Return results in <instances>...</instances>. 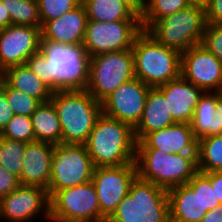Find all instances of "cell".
Wrapping results in <instances>:
<instances>
[{
    "label": "cell",
    "instance_id": "cell-45",
    "mask_svg": "<svg viewBox=\"0 0 222 222\" xmlns=\"http://www.w3.org/2000/svg\"><path fill=\"white\" fill-rule=\"evenodd\" d=\"M2 81H3V71H0V89H1Z\"/></svg>",
    "mask_w": 222,
    "mask_h": 222
},
{
    "label": "cell",
    "instance_id": "cell-11",
    "mask_svg": "<svg viewBox=\"0 0 222 222\" xmlns=\"http://www.w3.org/2000/svg\"><path fill=\"white\" fill-rule=\"evenodd\" d=\"M142 31L141 21L88 20L83 45L91 57L106 52L129 50Z\"/></svg>",
    "mask_w": 222,
    "mask_h": 222
},
{
    "label": "cell",
    "instance_id": "cell-19",
    "mask_svg": "<svg viewBox=\"0 0 222 222\" xmlns=\"http://www.w3.org/2000/svg\"><path fill=\"white\" fill-rule=\"evenodd\" d=\"M157 88L163 93L173 120L191 124L196 105L205 91L182 76Z\"/></svg>",
    "mask_w": 222,
    "mask_h": 222
},
{
    "label": "cell",
    "instance_id": "cell-30",
    "mask_svg": "<svg viewBox=\"0 0 222 222\" xmlns=\"http://www.w3.org/2000/svg\"><path fill=\"white\" fill-rule=\"evenodd\" d=\"M27 143L0 136V166L20 178Z\"/></svg>",
    "mask_w": 222,
    "mask_h": 222
},
{
    "label": "cell",
    "instance_id": "cell-7",
    "mask_svg": "<svg viewBox=\"0 0 222 222\" xmlns=\"http://www.w3.org/2000/svg\"><path fill=\"white\" fill-rule=\"evenodd\" d=\"M206 24L205 9L188 5L154 22L146 32L158 43L183 53L201 44Z\"/></svg>",
    "mask_w": 222,
    "mask_h": 222
},
{
    "label": "cell",
    "instance_id": "cell-18",
    "mask_svg": "<svg viewBox=\"0 0 222 222\" xmlns=\"http://www.w3.org/2000/svg\"><path fill=\"white\" fill-rule=\"evenodd\" d=\"M198 141L191 124L178 123L147 134L137 142L136 149H158L165 153H197Z\"/></svg>",
    "mask_w": 222,
    "mask_h": 222
},
{
    "label": "cell",
    "instance_id": "cell-26",
    "mask_svg": "<svg viewBox=\"0 0 222 222\" xmlns=\"http://www.w3.org/2000/svg\"><path fill=\"white\" fill-rule=\"evenodd\" d=\"M216 105L217 92H205L196 105L191 127L197 141L210 135H216Z\"/></svg>",
    "mask_w": 222,
    "mask_h": 222
},
{
    "label": "cell",
    "instance_id": "cell-14",
    "mask_svg": "<svg viewBox=\"0 0 222 222\" xmlns=\"http://www.w3.org/2000/svg\"><path fill=\"white\" fill-rule=\"evenodd\" d=\"M150 88L136 77L123 83L101 102L102 113L134 129L141 120Z\"/></svg>",
    "mask_w": 222,
    "mask_h": 222
},
{
    "label": "cell",
    "instance_id": "cell-10",
    "mask_svg": "<svg viewBox=\"0 0 222 222\" xmlns=\"http://www.w3.org/2000/svg\"><path fill=\"white\" fill-rule=\"evenodd\" d=\"M49 202L50 222H101L97 192L92 181L56 191Z\"/></svg>",
    "mask_w": 222,
    "mask_h": 222
},
{
    "label": "cell",
    "instance_id": "cell-25",
    "mask_svg": "<svg viewBox=\"0 0 222 222\" xmlns=\"http://www.w3.org/2000/svg\"><path fill=\"white\" fill-rule=\"evenodd\" d=\"M35 141L53 145L61 143V124L51 101L41 103L31 115Z\"/></svg>",
    "mask_w": 222,
    "mask_h": 222
},
{
    "label": "cell",
    "instance_id": "cell-34",
    "mask_svg": "<svg viewBox=\"0 0 222 222\" xmlns=\"http://www.w3.org/2000/svg\"><path fill=\"white\" fill-rule=\"evenodd\" d=\"M201 45L222 62V24H206Z\"/></svg>",
    "mask_w": 222,
    "mask_h": 222
},
{
    "label": "cell",
    "instance_id": "cell-40",
    "mask_svg": "<svg viewBox=\"0 0 222 222\" xmlns=\"http://www.w3.org/2000/svg\"><path fill=\"white\" fill-rule=\"evenodd\" d=\"M211 184L215 187L216 196L222 204V171L211 172Z\"/></svg>",
    "mask_w": 222,
    "mask_h": 222
},
{
    "label": "cell",
    "instance_id": "cell-15",
    "mask_svg": "<svg viewBox=\"0 0 222 222\" xmlns=\"http://www.w3.org/2000/svg\"><path fill=\"white\" fill-rule=\"evenodd\" d=\"M181 76L205 92H222V62L201 44L181 53Z\"/></svg>",
    "mask_w": 222,
    "mask_h": 222
},
{
    "label": "cell",
    "instance_id": "cell-23",
    "mask_svg": "<svg viewBox=\"0 0 222 222\" xmlns=\"http://www.w3.org/2000/svg\"><path fill=\"white\" fill-rule=\"evenodd\" d=\"M3 79L12 88L38 99L41 103L51 100L53 91L29 69L26 63L6 68L3 71Z\"/></svg>",
    "mask_w": 222,
    "mask_h": 222
},
{
    "label": "cell",
    "instance_id": "cell-32",
    "mask_svg": "<svg viewBox=\"0 0 222 222\" xmlns=\"http://www.w3.org/2000/svg\"><path fill=\"white\" fill-rule=\"evenodd\" d=\"M0 136L25 143L35 141L31 116L14 115Z\"/></svg>",
    "mask_w": 222,
    "mask_h": 222
},
{
    "label": "cell",
    "instance_id": "cell-13",
    "mask_svg": "<svg viewBox=\"0 0 222 222\" xmlns=\"http://www.w3.org/2000/svg\"><path fill=\"white\" fill-rule=\"evenodd\" d=\"M37 216L50 222L49 195L42 187L20 185L0 198L1 222H33Z\"/></svg>",
    "mask_w": 222,
    "mask_h": 222
},
{
    "label": "cell",
    "instance_id": "cell-38",
    "mask_svg": "<svg viewBox=\"0 0 222 222\" xmlns=\"http://www.w3.org/2000/svg\"><path fill=\"white\" fill-rule=\"evenodd\" d=\"M14 113L7 102L5 94L0 89V133L12 119Z\"/></svg>",
    "mask_w": 222,
    "mask_h": 222
},
{
    "label": "cell",
    "instance_id": "cell-22",
    "mask_svg": "<svg viewBox=\"0 0 222 222\" xmlns=\"http://www.w3.org/2000/svg\"><path fill=\"white\" fill-rule=\"evenodd\" d=\"M175 123L163 93L157 87H151L146 97L141 120L134 128L135 140L141 141L147 134Z\"/></svg>",
    "mask_w": 222,
    "mask_h": 222
},
{
    "label": "cell",
    "instance_id": "cell-35",
    "mask_svg": "<svg viewBox=\"0 0 222 222\" xmlns=\"http://www.w3.org/2000/svg\"><path fill=\"white\" fill-rule=\"evenodd\" d=\"M201 200L202 208L207 209V212L221 205L216 196L215 187L211 184V172H201Z\"/></svg>",
    "mask_w": 222,
    "mask_h": 222
},
{
    "label": "cell",
    "instance_id": "cell-31",
    "mask_svg": "<svg viewBox=\"0 0 222 222\" xmlns=\"http://www.w3.org/2000/svg\"><path fill=\"white\" fill-rule=\"evenodd\" d=\"M1 91L5 94L14 115L31 116L41 104L38 99L12 88L4 79L1 84Z\"/></svg>",
    "mask_w": 222,
    "mask_h": 222
},
{
    "label": "cell",
    "instance_id": "cell-24",
    "mask_svg": "<svg viewBox=\"0 0 222 222\" xmlns=\"http://www.w3.org/2000/svg\"><path fill=\"white\" fill-rule=\"evenodd\" d=\"M88 20L100 22L141 21L122 0H82Z\"/></svg>",
    "mask_w": 222,
    "mask_h": 222
},
{
    "label": "cell",
    "instance_id": "cell-9",
    "mask_svg": "<svg viewBox=\"0 0 222 222\" xmlns=\"http://www.w3.org/2000/svg\"><path fill=\"white\" fill-rule=\"evenodd\" d=\"M94 165L85 145L57 144L52 155L49 198L59 190L92 180Z\"/></svg>",
    "mask_w": 222,
    "mask_h": 222
},
{
    "label": "cell",
    "instance_id": "cell-44",
    "mask_svg": "<svg viewBox=\"0 0 222 222\" xmlns=\"http://www.w3.org/2000/svg\"><path fill=\"white\" fill-rule=\"evenodd\" d=\"M186 1L188 5L201 7L203 9H205L210 3V0H186Z\"/></svg>",
    "mask_w": 222,
    "mask_h": 222
},
{
    "label": "cell",
    "instance_id": "cell-8",
    "mask_svg": "<svg viewBox=\"0 0 222 222\" xmlns=\"http://www.w3.org/2000/svg\"><path fill=\"white\" fill-rule=\"evenodd\" d=\"M134 78L132 49L101 53L90 58L86 91L102 102L119 86Z\"/></svg>",
    "mask_w": 222,
    "mask_h": 222
},
{
    "label": "cell",
    "instance_id": "cell-27",
    "mask_svg": "<svg viewBox=\"0 0 222 222\" xmlns=\"http://www.w3.org/2000/svg\"><path fill=\"white\" fill-rule=\"evenodd\" d=\"M197 169L203 173L222 171V134L198 140Z\"/></svg>",
    "mask_w": 222,
    "mask_h": 222
},
{
    "label": "cell",
    "instance_id": "cell-16",
    "mask_svg": "<svg viewBox=\"0 0 222 222\" xmlns=\"http://www.w3.org/2000/svg\"><path fill=\"white\" fill-rule=\"evenodd\" d=\"M41 29L33 26L9 25L0 34V71L25 64L40 50Z\"/></svg>",
    "mask_w": 222,
    "mask_h": 222
},
{
    "label": "cell",
    "instance_id": "cell-1",
    "mask_svg": "<svg viewBox=\"0 0 222 222\" xmlns=\"http://www.w3.org/2000/svg\"><path fill=\"white\" fill-rule=\"evenodd\" d=\"M90 58L83 44L41 40L40 50L26 64L53 92L83 91L89 81Z\"/></svg>",
    "mask_w": 222,
    "mask_h": 222
},
{
    "label": "cell",
    "instance_id": "cell-37",
    "mask_svg": "<svg viewBox=\"0 0 222 222\" xmlns=\"http://www.w3.org/2000/svg\"><path fill=\"white\" fill-rule=\"evenodd\" d=\"M207 24H222V0H210L205 8Z\"/></svg>",
    "mask_w": 222,
    "mask_h": 222
},
{
    "label": "cell",
    "instance_id": "cell-6",
    "mask_svg": "<svg viewBox=\"0 0 222 222\" xmlns=\"http://www.w3.org/2000/svg\"><path fill=\"white\" fill-rule=\"evenodd\" d=\"M106 222H170L168 193L137 176Z\"/></svg>",
    "mask_w": 222,
    "mask_h": 222
},
{
    "label": "cell",
    "instance_id": "cell-28",
    "mask_svg": "<svg viewBox=\"0 0 222 222\" xmlns=\"http://www.w3.org/2000/svg\"><path fill=\"white\" fill-rule=\"evenodd\" d=\"M5 3L11 25L41 27L37 0H0Z\"/></svg>",
    "mask_w": 222,
    "mask_h": 222
},
{
    "label": "cell",
    "instance_id": "cell-3",
    "mask_svg": "<svg viewBox=\"0 0 222 222\" xmlns=\"http://www.w3.org/2000/svg\"><path fill=\"white\" fill-rule=\"evenodd\" d=\"M50 101L61 124V143L85 145L102 114L101 102L86 90L53 92Z\"/></svg>",
    "mask_w": 222,
    "mask_h": 222
},
{
    "label": "cell",
    "instance_id": "cell-5",
    "mask_svg": "<svg viewBox=\"0 0 222 222\" xmlns=\"http://www.w3.org/2000/svg\"><path fill=\"white\" fill-rule=\"evenodd\" d=\"M134 74L150 87H158L181 76V53L158 43L142 31L132 46Z\"/></svg>",
    "mask_w": 222,
    "mask_h": 222
},
{
    "label": "cell",
    "instance_id": "cell-36",
    "mask_svg": "<svg viewBox=\"0 0 222 222\" xmlns=\"http://www.w3.org/2000/svg\"><path fill=\"white\" fill-rule=\"evenodd\" d=\"M19 186V178L0 166V198L10 194Z\"/></svg>",
    "mask_w": 222,
    "mask_h": 222
},
{
    "label": "cell",
    "instance_id": "cell-33",
    "mask_svg": "<svg viewBox=\"0 0 222 222\" xmlns=\"http://www.w3.org/2000/svg\"><path fill=\"white\" fill-rule=\"evenodd\" d=\"M41 27L49 20L60 18L82 3V0H37Z\"/></svg>",
    "mask_w": 222,
    "mask_h": 222
},
{
    "label": "cell",
    "instance_id": "cell-43",
    "mask_svg": "<svg viewBox=\"0 0 222 222\" xmlns=\"http://www.w3.org/2000/svg\"><path fill=\"white\" fill-rule=\"evenodd\" d=\"M11 25V18L9 13L6 11L5 3L0 1V27L6 28Z\"/></svg>",
    "mask_w": 222,
    "mask_h": 222
},
{
    "label": "cell",
    "instance_id": "cell-20",
    "mask_svg": "<svg viewBox=\"0 0 222 222\" xmlns=\"http://www.w3.org/2000/svg\"><path fill=\"white\" fill-rule=\"evenodd\" d=\"M54 145L33 141L26 145L23 156V169L19 178L20 185L39 186L48 190Z\"/></svg>",
    "mask_w": 222,
    "mask_h": 222
},
{
    "label": "cell",
    "instance_id": "cell-2",
    "mask_svg": "<svg viewBox=\"0 0 222 222\" xmlns=\"http://www.w3.org/2000/svg\"><path fill=\"white\" fill-rule=\"evenodd\" d=\"M136 145L130 125L103 113L85 144L94 167L135 163Z\"/></svg>",
    "mask_w": 222,
    "mask_h": 222
},
{
    "label": "cell",
    "instance_id": "cell-42",
    "mask_svg": "<svg viewBox=\"0 0 222 222\" xmlns=\"http://www.w3.org/2000/svg\"><path fill=\"white\" fill-rule=\"evenodd\" d=\"M137 15L141 16L146 7V0H122Z\"/></svg>",
    "mask_w": 222,
    "mask_h": 222
},
{
    "label": "cell",
    "instance_id": "cell-39",
    "mask_svg": "<svg viewBox=\"0 0 222 222\" xmlns=\"http://www.w3.org/2000/svg\"><path fill=\"white\" fill-rule=\"evenodd\" d=\"M215 121H216V135L222 134V92H217Z\"/></svg>",
    "mask_w": 222,
    "mask_h": 222
},
{
    "label": "cell",
    "instance_id": "cell-4",
    "mask_svg": "<svg viewBox=\"0 0 222 222\" xmlns=\"http://www.w3.org/2000/svg\"><path fill=\"white\" fill-rule=\"evenodd\" d=\"M135 163L140 179L166 191L187 184L198 171L197 153L174 154L158 149H136Z\"/></svg>",
    "mask_w": 222,
    "mask_h": 222
},
{
    "label": "cell",
    "instance_id": "cell-41",
    "mask_svg": "<svg viewBox=\"0 0 222 222\" xmlns=\"http://www.w3.org/2000/svg\"><path fill=\"white\" fill-rule=\"evenodd\" d=\"M202 222H222V204L218 208L208 211Z\"/></svg>",
    "mask_w": 222,
    "mask_h": 222
},
{
    "label": "cell",
    "instance_id": "cell-17",
    "mask_svg": "<svg viewBox=\"0 0 222 222\" xmlns=\"http://www.w3.org/2000/svg\"><path fill=\"white\" fill-rule=\"evenodd\" d=\"M167 193L170 222H202L207 209L202 208L200 171L187 184L172 188Z\"/></svg>",
    "mask_w": 222,
    "mask_h": 222
},
{
    "label": "cell",
    "instance_id": "cell-12",
    "mask_svg": "<svg viewBox=\"0 0 222 222\" xmlns=\"http://www.w3.org/2000/svg\"><path fill=\"white\" fill-rule=\"evenodd\" d=\"M137 176L136 163L94 168L91 181L97 192L101 222H106L116 211Z\"/></svg>",
    "mask_w": 222,
    "mask_h": 222
},
{
    "label": "cell",
    "instance_id": "cell-21",
    "mask_svg": "<svg viewBox=\"0 0 222 222\" xmlns=\"http://www.w3.org/2000/svg\"><path fill=\"white\" fill-rule=\"evenodd\" d=\"M88 16L81 3L60 18L47 21L41 28V40L66 45L83 44Z\"/></svg>",
    "mask_w": 222,
    "mask_h": 222
},
{
    "label": "cell",
    "instance_id": "cell-29",
    "mask_svg": "<svg viewBox=\"0 0 222 222\" xmlns=\"http://www.w3.org/2000/svg\"><path fill=\"white\" fill-rule=\"evenodd\" d=\"M188 6L186 0H146L141 18V26L146 31L154 22Z\"/></svg>",
    "mask_w": 222,
    "mask_h": 222
}]
</instances>
